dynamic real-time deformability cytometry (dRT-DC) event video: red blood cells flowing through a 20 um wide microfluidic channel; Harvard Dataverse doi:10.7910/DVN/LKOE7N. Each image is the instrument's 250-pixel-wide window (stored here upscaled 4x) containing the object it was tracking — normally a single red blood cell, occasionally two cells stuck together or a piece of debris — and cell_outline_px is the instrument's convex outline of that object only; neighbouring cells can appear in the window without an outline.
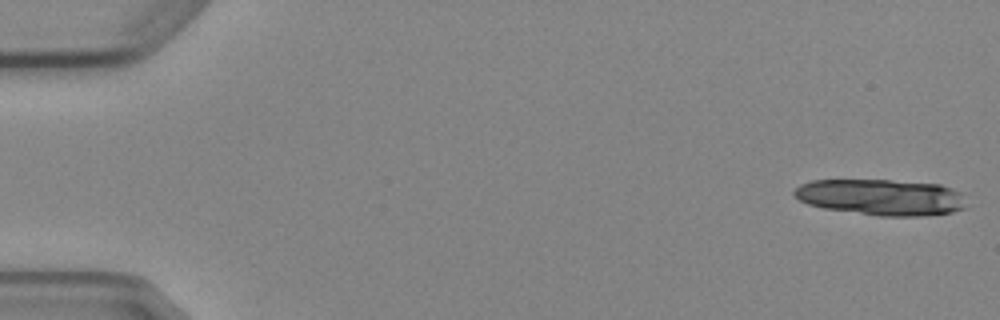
{"species": "Egyptian fruit bat (a non-hibernating species)", "species_latin": "Rousettus aegyptiacus", "temperature_condition": "cold", "stored_images_in_passage": 6, "camera_frame_rate_fps": 3000, "um_per_image_px": 0.085, "animal": {"sex": "female"}, "frame": {"image": 1, "passage_image": 1, "time_ms": 0.0, "image_size_px": [1000, 320], "cell_outline_px": [[968, 208], [952, 212], [924, 216], [880, 216], [824, 208], [808, 204], [800, 200], [792, 192], [800, 184], [812, 180], [888, 180], [940, 184], [952, 188], [960, 192]], "centroid_in_image_um": [74.93, 16.76], "position_along_channel_um": 10.1, "area_um2": 36.3}}
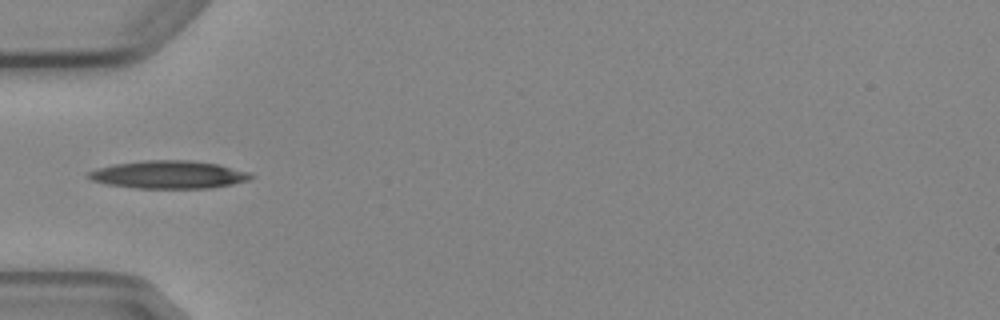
{"frame": {"image": 2, "passage_image": 5, "time_ms": 5.667, "image_size_px": [1000, 320], "cell_outline_px": [[256, 176], [248, 180], [232, 184], [212, 188], [136, 188], [108, 184], [92, 180], [84, 176], [88, 172], [96, 168], [112, 164], [144, 160], [192, 160], [220, 164], [248, 172]], "centroid_in_image_um": [14.33, 14.83], "position_along_channel_um": 70.7, "area_um2": 26.59}}
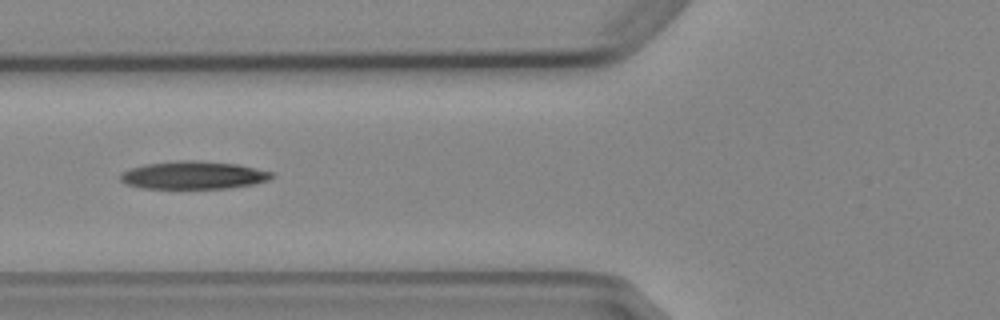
{"frame": {"image": 3, "passage_image": 6, "time_ms": 6.667, "image_size_px": [1000, 320], "cell_outline_px": [[276, 176], [268, 180], [252, 184], [228, 188], [140, 188], [124, 184], [120, 180], [120, 176], [124, 172], [132, 168], [144, 164], [180, 160], [196, 160], [240, 164], [272, 172]], "centroid_in_image_um": [16.45, 14.88], "position_along_channel_um": 109.3, "area_um2": 24.62}}